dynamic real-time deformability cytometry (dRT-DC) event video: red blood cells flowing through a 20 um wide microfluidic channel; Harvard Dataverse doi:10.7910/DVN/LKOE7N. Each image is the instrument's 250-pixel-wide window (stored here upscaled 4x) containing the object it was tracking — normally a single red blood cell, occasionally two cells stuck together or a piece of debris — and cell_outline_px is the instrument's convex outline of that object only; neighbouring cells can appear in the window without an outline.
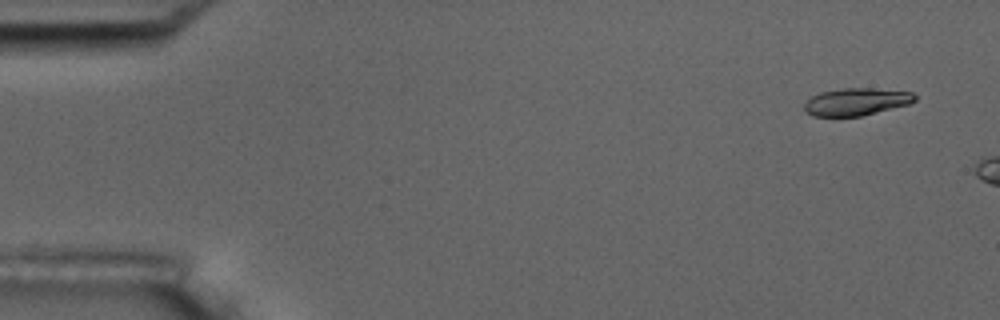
{"species": "common noctule bat (a hibernating species)", "species_latin": "Nyctalus noctula", "temperature_condition": "room temperature", "stored_images_in_passage": 3, "camera_frame_rate_fps": 3000, "um_per_image_px": 0.085, "animal": {"sex": "male", "body_mass_g": 17.5, "forearm_length_mm": 52.3}, "frame": {"image": 1, "passage_image": 1, "time_ms": 0.0, "image_size_px": [1000, 320], "cell_outline_px": [[916, 100], [908, 104], [860, 116], [812, 116], [804, 112], [804, 104], [812, 96], [820, 92], [844, 88], [872, 88], [912, 92], [916, 96]], "centroid_in_image_um": [72.75, 8.65], "position_along_channel_um": 12.2, "area_um2": 17.51}}